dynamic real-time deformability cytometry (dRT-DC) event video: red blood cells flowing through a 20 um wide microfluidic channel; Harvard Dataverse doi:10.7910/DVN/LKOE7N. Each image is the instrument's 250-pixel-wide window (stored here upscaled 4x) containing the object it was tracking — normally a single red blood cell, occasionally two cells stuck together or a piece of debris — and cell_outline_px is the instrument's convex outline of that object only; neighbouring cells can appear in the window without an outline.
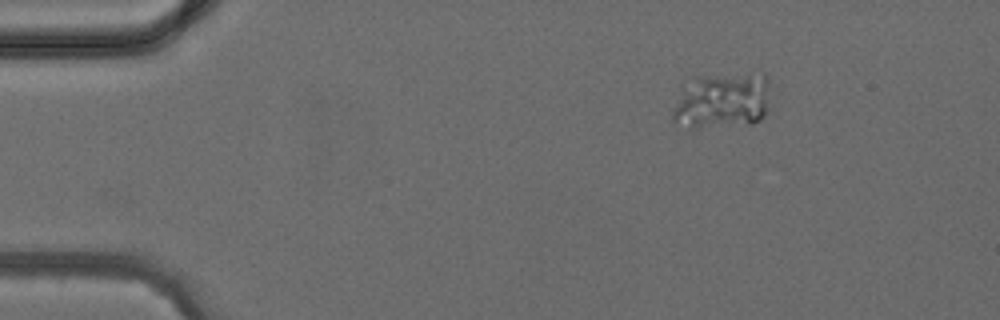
{"species": "common noctule bat (a hibernating species)", "species_latin": "Nyctalus noctula", "temperature_condition": "cold", "stored_images_in_passage": 3, "camera_frame_rate_fps": 3000, "um_per_image_px": 0.085, "animal": {"sex": "female", "body_mass_g": 24.6, "forearm_length_mm": 56.2}, "frame": {"image": 1, "passage_image": 1, "time_ms": 0.0, "image_size_px": [1000, 320], "cell_outline_px": [[768, 84], [764, 116], [760, 120], [752, 124], [696, 128], [692, 128], [672, 120], [672, 112], [680, 84], [700, 76], [764, 72], [768, 80]], "centroid_in_image_um": [61.33, 8.54], "position_along_channel_um": 23.7, "area_um2": 32.31}}
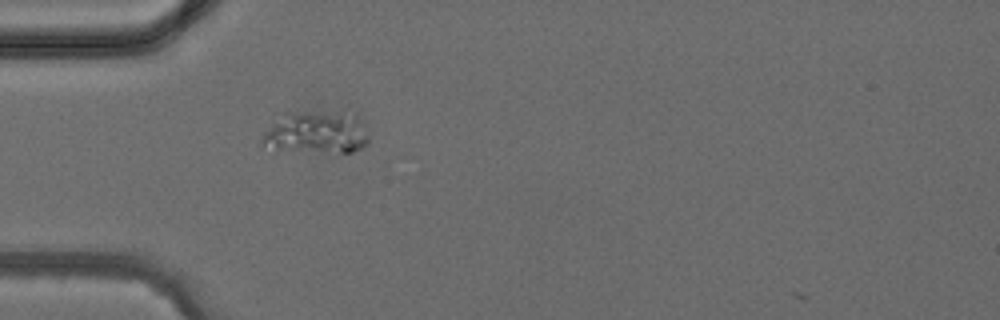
{"frame": {"image": 2, "passage_image": 3, "time_ms": 2.333, "image_size_px": [1000, 320], "cell_outline_px": [[368, 144], [352, 152], [276, 152], [260, 144], [260, 140], [264, 132], [272, 120], [280, 112], [356, 112], [368, 140]], "centroid_in_image_um": [26.76, 11.27], "position_along_channel_um": 58.2, "area_um2": 27.34}}